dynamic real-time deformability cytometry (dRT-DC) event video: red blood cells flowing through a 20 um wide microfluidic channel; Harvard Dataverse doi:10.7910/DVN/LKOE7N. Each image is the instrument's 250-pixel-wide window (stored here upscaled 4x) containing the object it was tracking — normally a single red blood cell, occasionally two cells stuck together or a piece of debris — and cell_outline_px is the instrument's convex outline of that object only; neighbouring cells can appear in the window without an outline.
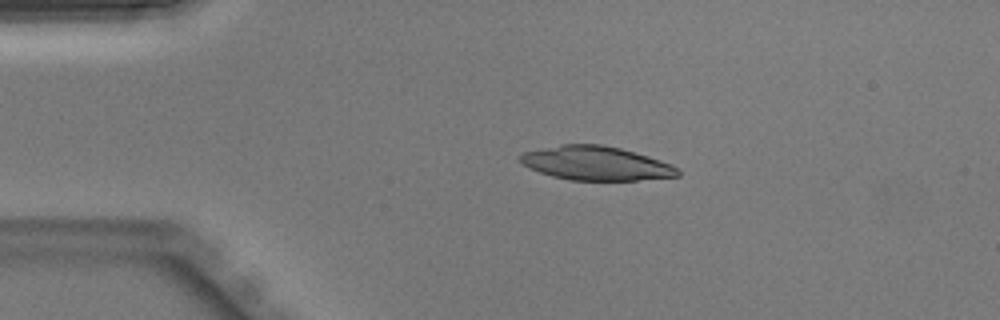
{"species": "Egyptian fruit bat (a non-hibernating species)", "species_latin": "Rousettus aegyptiacus", "temperature_condition": "warm", "stored_images_in_passage": 41, "camera_frame_rate_fps": 3000, "um_per_image_px": 0.085, "animal": {"sex": "male"}, "frame": {"image": 1, "passage_image": 7, "time_ms": 2.0, "image_size_px": [1000, 320], "cell_outline_px": [[680, 176], [636, 180], [572, 180], [552, 176], [540, 172], [524, 164], [520, 160], [520, 156], [524, 152], [560, 144], [600, 144], [620, 148], [648, 156], [672, 164], [680, 172]], "centroid_in_image_um": [50.69, 13.87], "position_along_channel_um": 34.3, "area_um2": 30.87}}
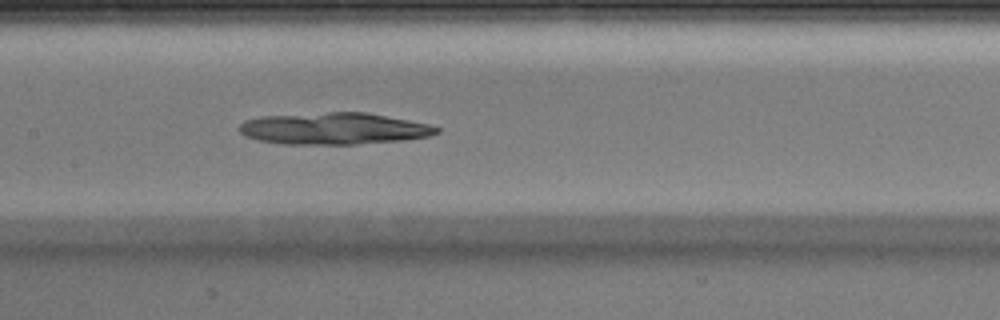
{"frame": {"image": 2, "passage_image": 19, "time_ms": 6.0, "image_size_px": [1000, 320], "cell_outline_px": [[440, 132], [428, 136], [404, 140], [356, 144], [284, 144], [260, 140], [244, 136], [236, 128], [244, 120], [260, 116], [328, 112], [368, 112], [428, 124], [440, 128]], "centroid_in_image_um": [28.35, 10.92], "position_along_channel_um": 179.1, "area_um2": 36.65}}
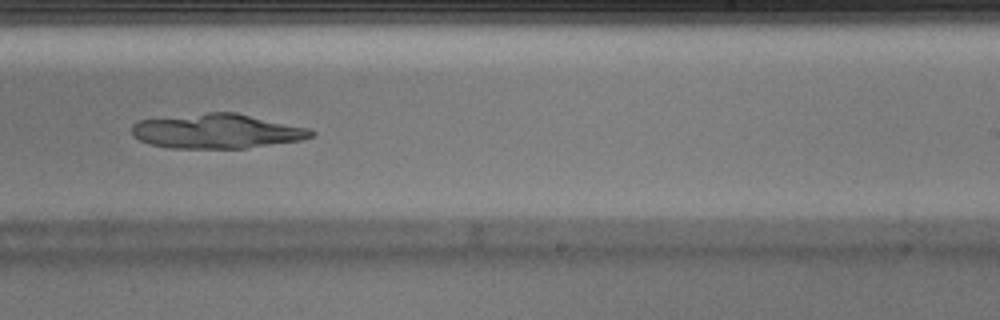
{"frame": {"image": 3, "passage_image": 25, "time_ms": 8.0, "image_size_px": [1000, 320], "cell_outline_px": [[316, 136], [300, 140], [244, 148], [168, 148], [148, 144], [132, 136], [132, 124], [140, 120], [208, 112], [236, 112], [308, 128], [316, 132]], "centroid_in_image_um": [18.42, 11.15], "position_along_channel_um": 270.6, "area_um2": 36.13}}